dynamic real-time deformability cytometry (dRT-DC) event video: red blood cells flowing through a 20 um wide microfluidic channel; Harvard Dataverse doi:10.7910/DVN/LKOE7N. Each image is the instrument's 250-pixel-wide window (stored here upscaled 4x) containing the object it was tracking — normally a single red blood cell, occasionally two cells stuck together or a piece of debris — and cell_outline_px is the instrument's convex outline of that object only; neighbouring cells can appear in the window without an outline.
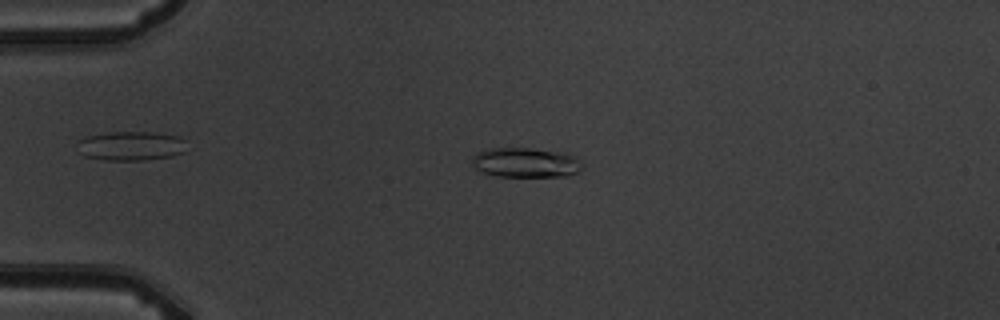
{"species": "common noctule bat (a hibernating species)", "species_latin": "Nyctalus noctula", "temperature_condition": "warm", "stored_images_in_passage": 3, "camera_frame_rate_fps": 3000, "um_per_image_px": 0.085, "animal": {"sex": "male", "body_mass_g": 19.5, "forearm_length_mm": 54.6}, "frame": {"image": 1, "passage_image": 3, "time_ms": 2.333, "image_size_px": [1000, 320], "cell_outline_px": [[584, 164], [576, 172], [568, 176], [496, 176], [484, 172], [476, 168], [472, 164], [472, 156], [476, 152], [488, 148], [528, 148], [564, 152], [576, 156]], "centroid_in_image_um": [44.69, 13.8], "position_along_channel_um": 40.3, "area_um2": 19.19}}